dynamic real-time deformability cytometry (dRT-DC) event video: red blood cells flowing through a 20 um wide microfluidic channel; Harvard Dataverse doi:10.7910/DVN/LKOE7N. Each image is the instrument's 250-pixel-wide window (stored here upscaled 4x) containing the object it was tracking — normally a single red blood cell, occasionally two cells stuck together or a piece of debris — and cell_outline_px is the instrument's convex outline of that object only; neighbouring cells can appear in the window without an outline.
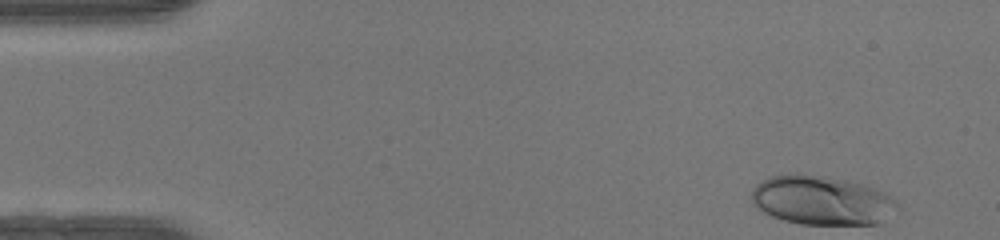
{"species": "human", "species_latin": "Homo sapiens", "temperature_condition": "warm", "stored_images_in_passage": 46, "camera_frame_rate_fps": 3000, "um_per_image_px": 0.085, "donor": {"sex": "female"}, "frame": {"image": 1, "passage_image": 1, "time_ms": 0.0, "image_size_px": [1000, 240], "cell_outline_px": [[900, 204], [876, 224], [800, 224], [784, 220], [772, 216], [756, 208], [752, 204], [752, 188], [756, 184], [772, 176], [796, 172], [824, 176], [864, 184], [884, 192], [896, 200]], "centroid_in_image_um": [69.79, 17.01], "position_along_channel_um": 15.2, "area_um2": 41.56}}
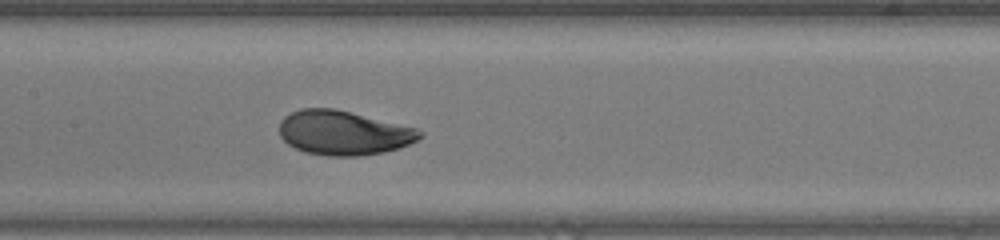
{"frame": {"image": 2, "passage_image": 21, "time_ms": 6.667, "image_size_px": [1000, 240], "cell_outline_px": [[424, 136], [408, 144], [384, 152], [360, 156], [324, 156], [304, 152], [288, 144], [280, 136], [280, 120], [284, 116], [300, 108], [336, 108], [416, 128], [424, 132]], "centroid_in_image_um": [29.18, 11.29], "position_along_channel_um": 178.2, "area_um2": 36.41}}
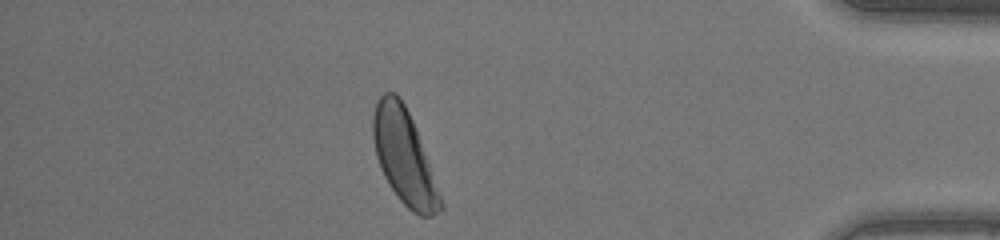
{"frame": {"image": 3, "passage_image": 40, "time_ms": 13.0, "image_size_px": [1000, 240], "cell_outline_px": [[444, 208], [432, 216], [420, 216], [412, 212], [400, 200], [388, 184], [380, 168], [376, 156], [372, 136], [372, 116], [376, 100], [384, 92], [396, 92], [400, 96], [412, 120], [444, 204]], "centroid_in_image_um": [34.32, 13.32], "position_along_channel_um": 400.9, "area_um2": 36.88}, "authors_computed_cell_mechanics": {"area_um2": 36.4718, "velocity_mm_per_s": 4.1862, "shape_relaxation_time_tau1_ms": 2.2303, "shape_relaxation_time_tau2_ms": null, "deformation_change_tau1": 0.1496, "deformation_change_tau2": null}}